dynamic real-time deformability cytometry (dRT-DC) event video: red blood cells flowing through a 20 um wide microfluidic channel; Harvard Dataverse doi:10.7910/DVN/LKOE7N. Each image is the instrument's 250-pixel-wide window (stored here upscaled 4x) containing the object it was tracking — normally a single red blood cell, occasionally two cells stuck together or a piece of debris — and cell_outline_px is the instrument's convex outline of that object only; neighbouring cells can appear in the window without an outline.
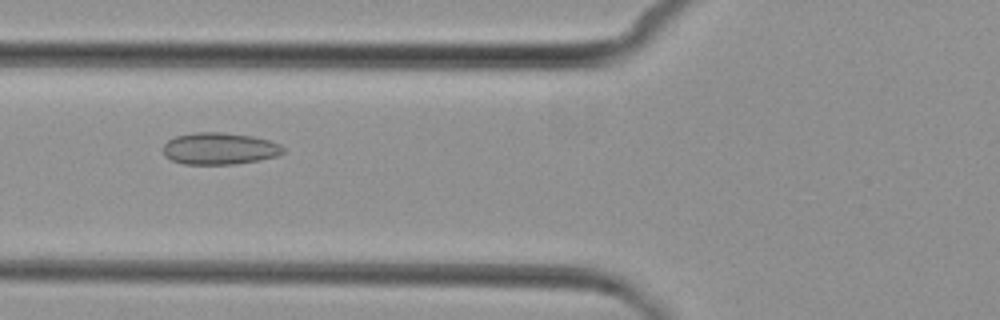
{"species": "common noctule bat (a hibernating species)", "species_latin": "Nyctalus noctula", "temperature_condition": "cold", "stored_images_in_passage": 5, "camera_frame_rate_fps": 3000, "um_per_image_px": 0.085, "animal": {"sex": "female", "body_mass_g": 29.2, "forearm_length_mm": 56.3}, "frame": {"image": 1, "passage_image": 3, "time_ms": 2.0, "image_size_px": [1000, 320], "cell_outline_px": [[284, 152], [276, 156], [260, 160], [236, 164], [184, 164], [172, 160], [164, 156], [164, 144], [168, 140], [176, 136], [196, 132], [220, 132], [252, 136], [268, 140], [280, 144], [284, 148]], "centroid_in_image_um": [18.66, 12.63], "position_along_channel_um": 107.1, "area_um2": 22.25}}
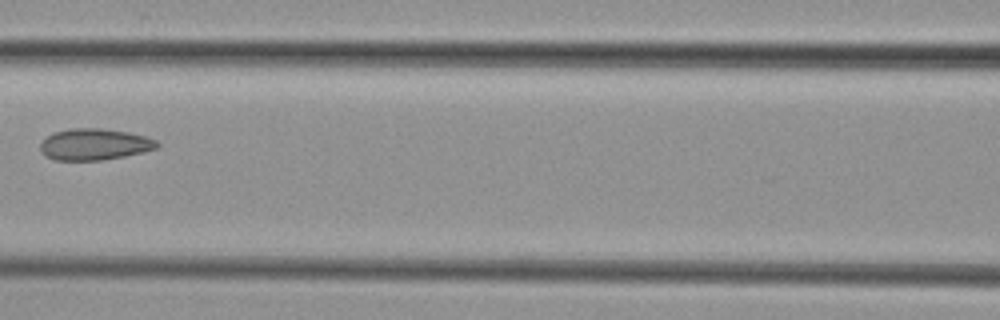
{"frame": {"image": 2, "passage_image": 4, "time_ms": 3.333, "image_size_px": [1000, 320], "cell_outline_px": [[160, 144], [156, 148], [144, 152], [104, 160], [52, 160], [44, 156], [40, 152], [40, 144], [52, 132], [72, 128], [100, 128], [128, 132], [144, 136], [156, 140]], "centroid_in_image_um": [8.0, 12.27], "position_along_channel_um": 158.6, "area_um2": 21.5}}
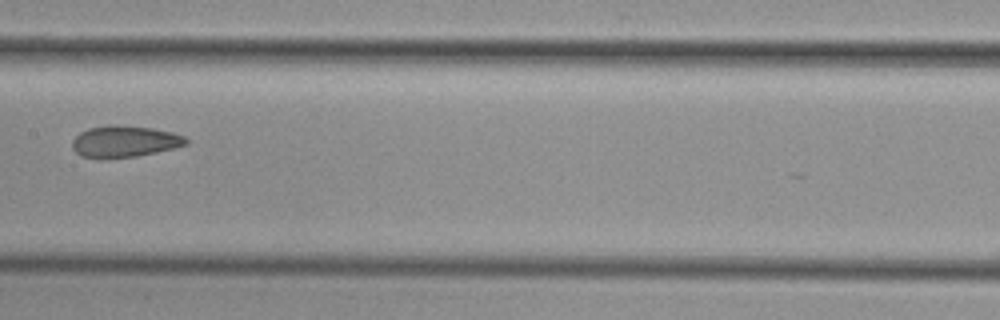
{"frame": {"image": 3, "passage_image": 5, "time_ms": 4.333, "image_size_px": [1000, 320], "cell_outline_px": [[188, 144], [156, 152], [136, 156], [80, 156], [72, 148], [72, 140], [80, 132], [88, 128], [152, 128], [172, 132], [184, 136], [188, 140]], "centroid_in_image_um": [10.63, 12.04], "position_along_channel_um": 196.8, "area_um2": 19.42}}